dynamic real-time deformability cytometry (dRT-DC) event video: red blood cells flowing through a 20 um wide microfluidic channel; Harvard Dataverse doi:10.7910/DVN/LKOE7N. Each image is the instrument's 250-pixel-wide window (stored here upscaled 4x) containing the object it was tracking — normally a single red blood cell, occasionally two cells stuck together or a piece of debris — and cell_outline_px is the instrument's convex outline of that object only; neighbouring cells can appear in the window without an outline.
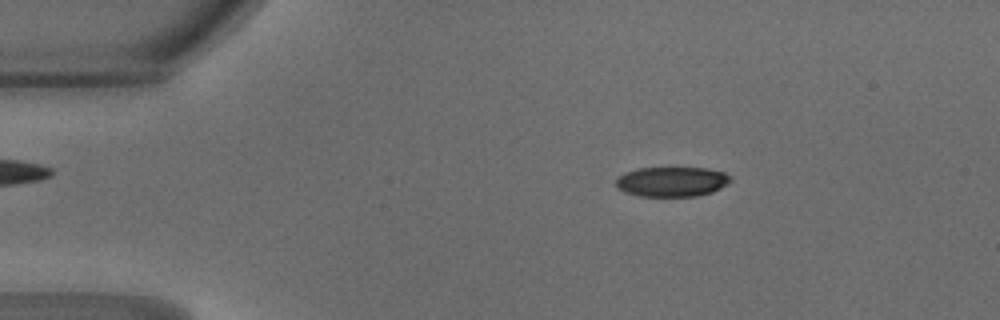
{"species": "common noctule bat (a hibernating species)", "species_latin": "Nyctalus noctula", "temperature_condition": "warm", "stored_images_in_passage": 47, "camera_frame_rate_fps": 3000, "um_per_image_px": 0.085, "animal": {"sex": "male", "body_mass_g": 18.8}, "frame": {"image": 1, "passage_image": 8, "time_ms": 2.333, "image_size_px": [1000, 320], "cell_outline_px": [[732, 180], [728, 184], [712, 192], [696, 196], [640, 196], [624, 192], [616, 188], [616, 180], [624, 172], [640, 168], [708, 168], [724, 172]], "centroid_in_image_um": [57.1, 15.44], "position_along_channel_um": 27.9, "area_um2": 19.94}}
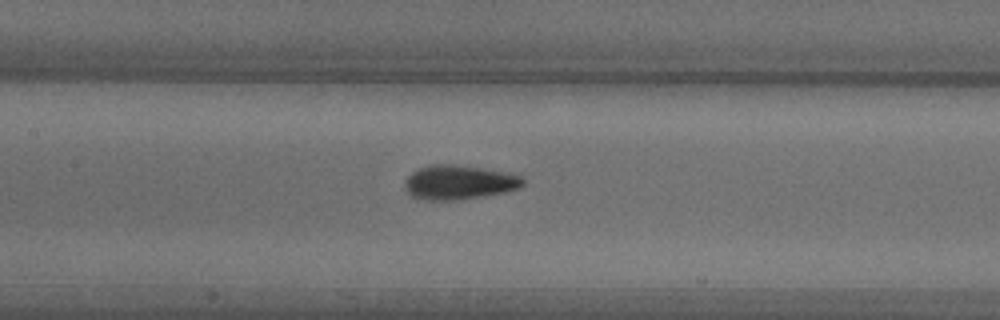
{"frame": {"image": 2, "passage_image": 22, "time_ms": 7.0, "image_size_px": [1000, 320], "cell_outline_px": [[524, 184], [520, 188], [504, 192], [456, 200], [424, 200], [412, 196], [404, 188], [404, 180], [412, 172], [420, 168], [432, 164], [456, 164], [480, 168], [520, 176], [524, 180]], "centroid_in_image_um": [38.96, 15.5], "position_along_channel_um": 168.4, "area_um2": 23.35}}
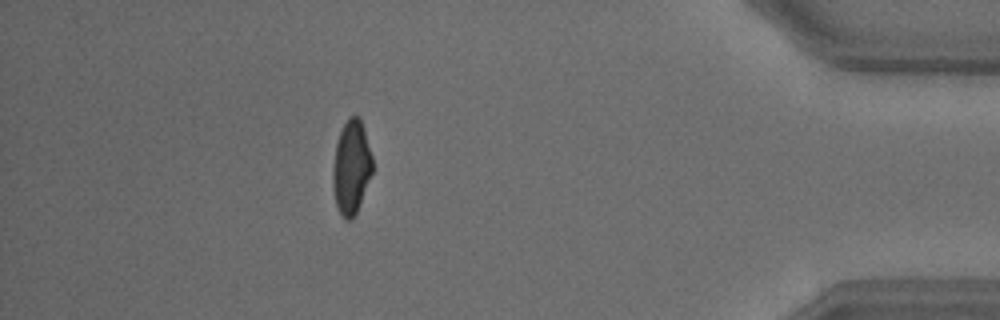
{"frame": {"image": 3, "passage_image": 42, "time_ms": 13.667, "image_size_px": [1000, 320], "cell_outline_px": [[372, 172], [360, 204], [352, 220], [348, 220], [340, 212], [336, 204], [332, 184], [332, 172], [336, 144], [340, 132], [348, 116], [360, 116], [364, 128], [372, 156]], "centroid_in_image_um": [29.86, 14.18], "position_along_channel_um": 405.3, "area_um2": 21.5}, "authors_computed_cell_mechanics": {"area_um2": 22.0218, "velocity_mm_per_s": 4.2491, "shape_relaxation_time_tau1_ms": 3.1626, "shape_relaxation_time_tau2_ms": 1.4127, "deformation_change_tau1": 0.154, "deformation_change_tau2": 0.0705}}